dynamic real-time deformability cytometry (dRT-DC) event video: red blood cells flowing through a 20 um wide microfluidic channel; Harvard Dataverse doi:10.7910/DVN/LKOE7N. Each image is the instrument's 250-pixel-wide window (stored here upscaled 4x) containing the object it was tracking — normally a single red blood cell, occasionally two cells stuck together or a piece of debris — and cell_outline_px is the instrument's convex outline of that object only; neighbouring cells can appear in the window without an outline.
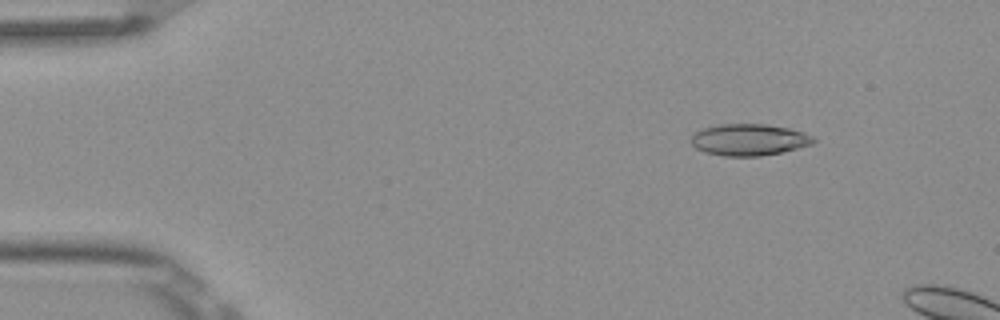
{"species": "Egyptian fruit bat (a non-hibernating species)", "species_latin": "Rousettus aegyptiacus", "temperature_condition": "room temperature", "stored_images_in_passage": 4, "camera_frame_rate_fps": 3000, "um_per_image_px": 0.085, "frame": {"image": 1, "passage_image": 2, "time_ms": 0.333, "image_size_px": [1000, 320], "cell_outline_px": [[816, 140], [812, 144], [780, 152], [760, 156], [724, 156], [704, 152], [696, 148], [692, 144], [692, 136], [696, 132], [704, 128], [716, 124], [768, 124], [788, 128], [804, 132], [812, 136]], "centroid_in_image_um": [63.66, 11.87], "position_along_channel_um": 21.3, "area_um2": 22.43}}